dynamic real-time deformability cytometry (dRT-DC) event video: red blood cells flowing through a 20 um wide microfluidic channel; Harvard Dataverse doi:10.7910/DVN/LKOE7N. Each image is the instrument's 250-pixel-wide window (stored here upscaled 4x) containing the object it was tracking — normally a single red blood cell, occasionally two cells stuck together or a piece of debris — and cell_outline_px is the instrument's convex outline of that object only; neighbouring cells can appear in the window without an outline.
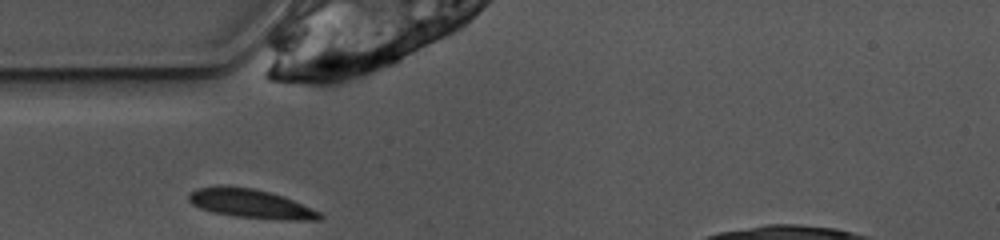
{"species": "common noctule bat (a hibernating species)", "species_latin": "Nyctalus noctula", "temperature_condition": "warm", "stored_images_in_passage": 24, "camera_frame_rate_fps": 3000, "um_per_image_px": 0.085, "animal": {"sex": "female", "body_mass_g": 10.0, "forearm_length_mm": 53.1}, "frame": {"image": 1, "passage_image": 1, "time_ms": 0.0, "image_size_px": [1000, 240], "cell_outline_px": [[324, 216], [320, 220], [284, 220], [236, 216], [212, 212], [200, 208], [192, 204], [188, 200], [188, 196], [196, 188], [252, 188], [268, 192], [292, 200], [320, 212]], "centroid_in_image_um": [21.36, 17.36], "position_along_channel_um": 63.6, "area_um2": 21.21}}
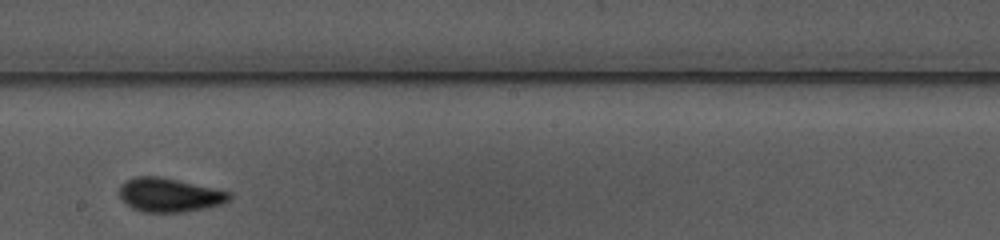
{"frame": {"image": 2, "passage_image": 14, "time_ms": 4.333, "image_size_px": [1000, 240], "cell_outline_px": [[232, 200], [224, 204], [184, 212], [140, 212], [132, 208], [120, 200], [120, 184], [136, 176], [160, 176], [216, 188], [232, 192]], "centroid_in_image_um": [14.43, 16.58], "position_along_channel_um": 233.8, "area_um2": 22.08}}
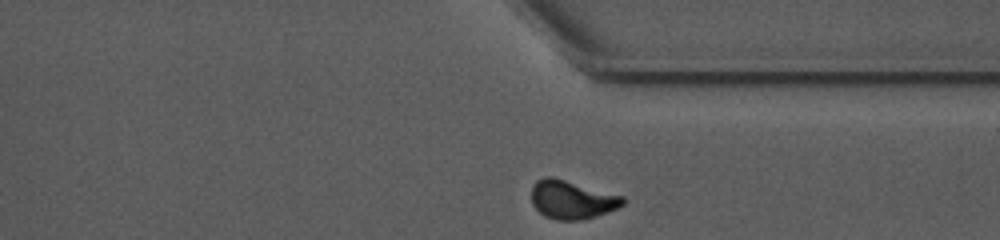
{"frame": {"image": 3, "passage_image": 24, "time_ms": 7.667, "image_size_px": [1000, 240], "cell_outline_px": [[624, 204], [608, 212], [596, 216], [580, 220], [556, 220], [544, 216], [532, 204], [532, 184], [536, 180], [544, 176], [552, 176], [624, 196]], "centroid_in_image_um": [48.59, 16.96], "position_along_channel_um": 362.8, "area_um2": 20.58}, "authors_computed_cell_mechanics": {"area_um2": 20.9814, "velocity_mm_per_s": 3.8915, "shape_relaxation_time_tau1_ms": 3.5382, "shape_relaxation_time_tau2_ms": 1.7961, "deformation_change_tau1": 0.1323, "deformation_change_tau2": 0.0334}}